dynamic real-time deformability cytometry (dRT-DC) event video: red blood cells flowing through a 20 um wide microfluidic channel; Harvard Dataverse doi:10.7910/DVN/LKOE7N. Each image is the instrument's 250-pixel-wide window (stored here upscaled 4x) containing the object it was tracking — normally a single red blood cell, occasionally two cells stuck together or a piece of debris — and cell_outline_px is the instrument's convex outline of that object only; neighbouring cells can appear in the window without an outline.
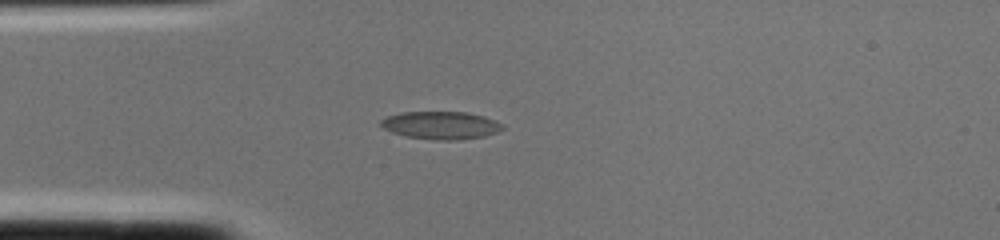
{"species": "common noctule bat (a hibernating species)", "species_latin": "Nyctalus noctula", "temperature_condition": "cold", "stored_images_in_passage": 1, "camera_frame_rate_fps": 3000, "um_per_image_px": 0.085, "animal": {"sex": "female", "body_mass_g": 22.0, "forearm_length_mm": 56.7}, "frame": {"image": 1, "passage_image": 1, "time_ms": 0.0, "image_size_px": [1000, 240], "cell_outline_px": [[504, 128], [496, 132], [484, 136], [460, 140], [436, 140], [408, 136], [392, 132], [384, 128], [380, 124], [380, 120], [388, 116], [400, 112], [464, 112], [484, 116], [504, 124]], "centroid_in_image_um": [37.49, 10.64], "position_along_channel_um": 47.5, "area_um2": 19.59}}